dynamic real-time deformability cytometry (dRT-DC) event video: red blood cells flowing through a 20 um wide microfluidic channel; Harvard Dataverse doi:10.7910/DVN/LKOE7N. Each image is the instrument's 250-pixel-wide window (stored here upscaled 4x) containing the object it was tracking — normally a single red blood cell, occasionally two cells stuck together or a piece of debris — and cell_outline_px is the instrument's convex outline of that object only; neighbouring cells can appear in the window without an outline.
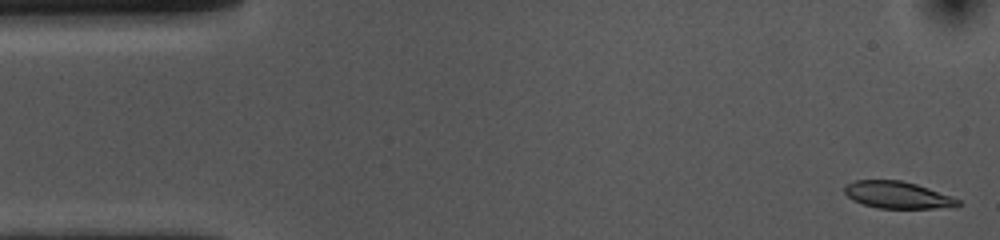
{"species": "common noctule bat (a hibernating species)", "species_latin": "Nyctalus noctula", "temperature_condition": "cold", "stored_images_in_passage": 53, "camera_frame_rate_fps": 3000, "um_per_image_px": 0.085, "animal": {"sex": "female", "body_mass_g": 10.0, "forearm_length_mm": 53.1}, "frame": {"image": 1, "passage_image": 1, "time_ms": 0.0, "image_size_px": [1000, 240], "cell_outline_px": [[960, 204], [956, 208], [876, 208], [852, 200], [844, 192], [844, 188], [848, 184], [856, 180], [900, 180], [916, 184], [952, 196], [960, 200]], "centroid_in_image_um": [76.33, 16.58], "position_along_channel_um": 8.7, "area_um2": 17.86}}
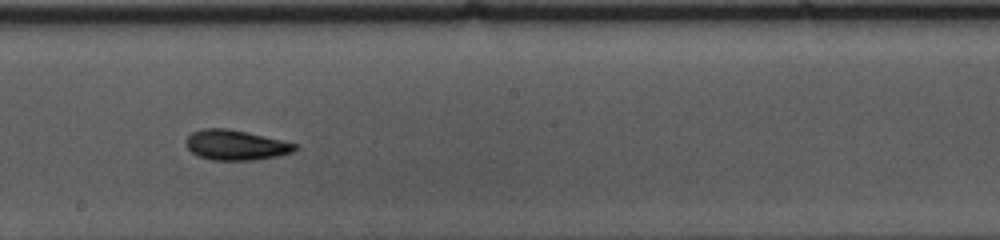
{"frame": {"image": 2, "passage_image": 28, "time_ms": 9.0, "image_size_px": [1000, 240], "cell_outline_px": [[300, 148], [292, 152], [276, 156], [252, 160], [212, 160], [200, 156], [192, 152], [184, 144], [184, 140], [192, 132], [200, 128], [228, 128], [248, 132], [296, 144]], "centroid_in_image_um": [20.0, 12.31], "position_along_channel_um": 228.2, "area_um2": 19.13}}
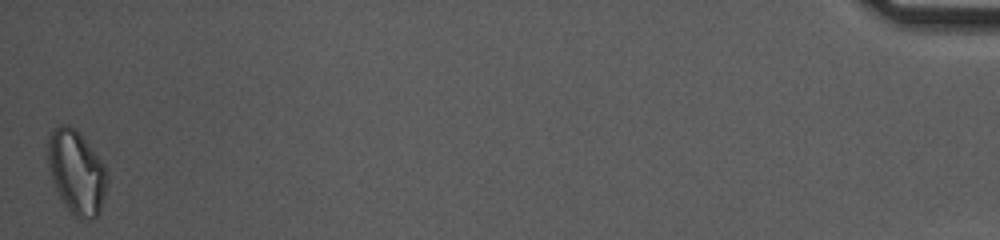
{"frame": {"image": 3, "passage_image": 53, "time_ms": 17.333, "image_size_px": [1000, 240], "cell_outline_px": [[108, 180], [100, 212], [96, 216], [80, 220], [64, 204], [52, 180], [48, 168], [48, 136], [52, 128], [60, 124], [68, 124], [88, 144], [104, 164], [108, 172]], "centroid_in_image_um": [6.5, 14.63], "position_along_channel_um": 428.7, "area_um2": 28.61}, "authors_computed_cell_mechanics": {"area_um2": 19.074, "velocity_mm_per_s": 3.6212, "shape_relaxation_time_tau1_ms": 2.9098, "shape_relaxation_time_tau2_ms": 2.4994, "deformation_change_tau1": 0.1292, "deformation_change_tau2": 0.0789}}